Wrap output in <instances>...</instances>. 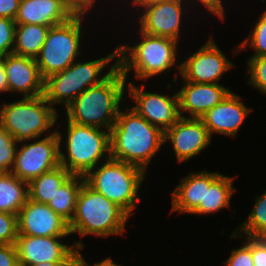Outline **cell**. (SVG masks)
Segmentation results:
<instances>
[{"label":"cell","instance_id":"f35d334b","mask_svg":"<svg viewBox=\"0 0 266 266\" xmlns=\"http://www.w3.org/2000/svg\"><path fill=\"white\" fill-rule=\"evenodd\" d=\"M81 250H83V248H79L76 251L75 266H122V265L115 263L111 257L105 258L98 263L90 265L87 261H85V258L83 257V255H81V252H80Z\"/></svg>","mask_w":266,"mask_h":266},{"label":"cell","instance_id":"ac0fdd59","mask_svg":"<svg viewBox=\"0 0 266 266\" xmlns=\"http://www.w3.org/2000/svg\"><path fill=\"white\" fill-rule=\"evenodd\" d=\"M4 67L9 92H19L22 97L44 94V80L35 58L11 53L4 56Z\"/></svg>","mask_w":266,"mask_h":266},{"label":"cell","instance_id":"4316f807","mask_svg":"<svg viewBox=\"0 0 266 266\" xmlns=\"http://www.w3.org/2000/svg\"><path fill=\"white\" fill-rule=\"evenodd\" d=\"M255 204L246 220L234 230L236 235L266 238V191L256 195Z\"/></svg>","mask_w":266,"mask_h":266},{"label":"cell","instance_id":"836d02e7","mask_svg":"<svg viewBox=\"0 0 266 266\" xmlns=\"http://www.w3.org/2000/svg\"><path fill=\"white\" fill-rule=\"evenodd\" d=\"M252 259L254 266H266V238L252 237Z\"/></svg>","mask_w":266,"mask_h":266},{"label":"cell","instance_id":"603a6c76","mask_svg":"<svg viewBox=\"0 0 266 266\" xmlns=\"http://www.w3.org/2000/svg\"><path fill=\"white\" fill-rule=\"evenodd\" d=\"M49 29V26L39 24H16L12 53L36 58L47 38Z\"/></svg>","mask_w":266,"mask_h":266},{"label":"cell","instance_id":"277c9868","mask_svg":"<svg viewBox=\"0 0 266 266\" xmlns=\"http://www.w3.org/2000/svg\"><path fill=\"white\" fill-rule=\"evenodd\" d=\"M66 121L65 141L64 135L57 129L60 139V165L72 175L85 177L101 161L111 158L110 131Z\"/></svg>","mask_w":266,"mask_h":266},{"label":"cell","instance_id":"5b68a950","mask_svg":"<svg viewBox=\"0 0 266 266\" xmlns=\"http://www.w3.org/2000/svg\"><path fill=\"white\" fill-rule=\"evenodd\" d=\"M129 218L122 208L84 182L69 229L71 236L77 233L81 238L87 235L107 238L124 234Z\"/></svg>","mask_w":266,"mask_h":266},{"label":"cell","instance_id":"d6a6232c","mask_svg":"<svg viewBox=\"0 0 266 266\" xmlns=\"http://www.w3.org/2000/svg\"><path fill=\"white\" fill-rule=\"evenodd\" d=\"M15 27L14 20L0 17V57L13 52Z\"/></svg>","mask_w":266,"mask_h":266},{"label":"cell","instance_id":"83f0119b","mask_svg":"<svg viewBox=\"0 0 266 266\" xmlns=\"http://www.w3.org/2000/svg\"><path fill=\"white\" fill-rule=\"evenodd\" d=\"M250 46L253 48L254 53L250 57H258L266 55V10L262 12V15L257 20V23L254 25L253 30L247 38L242 40L239 45L236 47L237 49H232L231 51L239 53L242 49L248 48Z\"/></svg>","mask_w":266,"mask_h":266},{"label":"cell","instance_id":"5bb4252c","mask_svg":"<svg viewBox=\"0 0 266 266\" xmlns=\"http://www.w3.org/2000/svg\"><path fill=\"white\" fill-rule=\"evenodd\" d=\"M184 0H174L160 3H153L147 5H133L139 6L141 14L138 21L140 31L152 35L168 37L179 41L181 35V26L184 17V9L188 2ZM185 7V8H184ZM143 8V9H142ZM183 16V17H182ZM180 34V35H179Z\"/></svg>","mask_w":266,"mask_h":266},{"label":"cell","instance_id":"e0dca14e","mask_svg":"<svg viewBox=\"0 0 266 266\" xmlns=\"http://www.w3.org/2000/svg\"><path fill=\"white\" fill-rule=\"evenodd\" d=\"M242 97L232 91L216 106L208 110L202 117L210 137L223 134L234 137L252 109L241 102Z\"/></svg>","mask_w":266,"mask_h":266},{"label":"cell","instance_id":"6da1fadb","mask_svg":"<svg viewBox=\"0 0 266 266\" xmlns=\"http://www.w3.org/2000/svg\"><path fill=\"white\" fill-rule=\"evenodd\" d=\"M165 132L132 108L120 110L110 131L111 158L146 172L152 158L165 143Z\"/></svg>","mask_w":266,"mask_h":266},{"label":"cell","instance_id":"2e32d148","mask_svg":"<svg viewBox=\"0 0 266 266\" xmlns=\"http://www.w3.org/2000/svg\"><path fill=\"white\" fill-rule=\"evenodd\" d=\"M211 139L201 118L180 117L165 132L164 141H170L177 162L182 163L201 154L209 146Z\"/></svg>","mask_w":266,"mask_h":266},{"label":"cell","instance_id":"3957f363","mask_svg":"<svg viewBox=\"0 0 266 266\" xmlns=\"http://www.w3.org/2000/svg\"><path fill=\"white\" fill-rule=\"evenodd\" d=\"M140 38L132 45H118V67L128 82V74L133 70L137 80H147L152 76L167 73L175 66L181 71L177 62L178 41L161 36H152L140 31ZM179 63V64H178Z\"/></svg>","mask_w":266,"mask_h":266},{"label":"cell","instance_id":"f1b7e54d","mask_svg":"<svg viewBox=\"0 0 266 266\" xmlns=\"http://www.w3.org/2000/svg\"><path fill=\"white\" fill-rule=\"evenodd\" d=\"M17 147L18 142L0 125V173L11 172Z\"/></svg>","mask_w":266,"mask_h":266},{"label":"cell","instance_id":"b9f144b4","mask_svg":"<svg viewBox=\"0 0 266 266\" xmlns=\"http://www.w3.org/2000/svg\"><path fill=\"white\" fill-rule=\"evenodd\" d=\"M167 1H174V0H132L131 5H147V4L167 2Z\"/></svg>","mask_w":266,"mask_h":266},{"label":"cell","instance_id":"d590c367","mask_svg":"<svg viewBox=\"0 0 266 266\" xmlns=\"http://www.w3.org/2000/svg\"><path fill=\"white\" fill-rule=\"evenodd\" d=\"M73 15L86 16L97 0H62Z\"/></svg>","mask_w":266,"mask_h":266},{"label":"cell","instance_id":"74e56055","mask_svg":"<svg viewBox=\"0 0 266 266\" xmlns=\"http://www.w3.org/2000/svg\"><path fill=\"white\" fill-rule=\"evenodd\" d=\"M20 5V0H0V17L14 20Z\"/></svg>","mask_w":266,"mask_h":266},{"label":"cell","instance_id":"8d00e7d4","mask_svg":"<svg viewBox=\"0 0 266 266\" xmlns=\"http://www.w3.org/2000/svg\"><path fill=\"white\" fill-rule=\"evenodd\" d=\"M190 1V0H189ZM194 0L191 2L193 3ZM197 3H201L202 7L205 6L209 13L211 12L212 15H215L216 17L220 18V20L225 19V9L224 4H222V0H196ZM184 2H188V0H185Z\"/></svg>","mask_w":266,"mask_h":266},{"label":"cell","instance_id":"ab89813d","mask_svg":"<svg viewBox=\"0 0 266 266\" xmlns=\"http://www.w3.org/2000/svg\"><path fill=\"white\" fill-rule=\"evenodd\" d=\"M8 91L7 77L4 67V56L0 57V93Z\"/></svg>","mask_w":266,"mask_h":266},{"label":"cell","instance_id":"8992f818","mask_svg":"<svg viewBox=\"0 0 266 266\" xmlns=\"http://www.w3.org/2000/svg\"><path fill=\"white\" fill-rule=\"evenodd\" d=\"M113 64H110L112 60ZM110 64L109 70H103ZM118 66V47L106 57L81 62L75 61L65 70L51 75L44 80V97L53 105L61 104L66 108L76 97L87 88L100 84ZM102 72V73H101ZM102 74V75H101Z\"/></svg>","mask_w":266,"mask_h":266},{"label":"cell","instance_id":"60d3db41","mask_svg":"<svg viewBox=\"0 0 266 266\" xmlns=\"http://www.w3.org/2000/svg\"><path fill=\"white\" fill-rule=\"evenodd\" d=\"M20 266H75V262H47L35 265H20Z\"/></svg>","mask_w":266,"mask_h":266},{"label":"cell","instance_id":"d6986e66","mask_svg":"<svg viewBox=\"0 0 266 266\" xmlns=\"http://www.w3.org/2000/svg\"><path fill=\"white\" fill-rule=\"evenodd\" d=\"M179 89V113L185 118H201L218 105L230 92L223 84H206L182 81ZM188 113V116L186 115ZM185 114V115H184Z\"/></svg>","mask_w":266,"mask_h":266},{"label":"cell","instance_id":"ffe728a7","mask_svg":"<svg viewBox=\"0 0 266 266\" xmlns=\"http://www.w3.org/2000/svg\"><path fill=\"white\" fill-rule=\"evenodd\" d=\"M73 16L62 0H20L14 21L16 24L52 27L65 23Z\"/></svg>","mask_w":266,"mask_h":266},{"label":"cell","instance_id":"44dd1931","mask_svg":"<svg viewBox=\"0 0 266 266\" xmlns=\"http://www.w3.org/2000/svg\"><path fill=\"white\" fill-rule=\"evenodd\" d=\"M234 177L218 172L205 170L204 202L192 213L194 215H207L230 208V199L237 190L233 187Z\"/></svg>","mask_w":266,"mask_h":266},{"label":"cell","instance_id":"7402d4cb","mask_svg":"<svg viewBox=\"0 0 266 266\" xmlns=\"http://www.w3.org/2000/svg\"><path fill=\"white\" fill-rule=\"evenodd\" d=\"M205 170L190 172L172 191L171 212L192 214L204 202Z\"/></svg>","mask_w":266,"mask_h":266},{"label":"cell","instance_id":"52a82bcc","mask_svg":"<svg viewBox=\"0 0 266 266\" xmlns=\"http://www.w3.org/2000/svg\"><path fill=\"white\" fill-rule=\"evenodd\" d=\"M102 164L85 176V182L117 204L129 216L133 215V210L137 207L136 202L141 200L138 194L145 179V171L112 158Z\"/></svg>","mask_w":266,"mask_h":266},{"label":"cell","instance_id":"484cf974","mask_svg":"<svg viewBox=\"0 0 266 266\" xmlns=\"http://www.w3.org/2000/svg\"><path fill=\"white\" fill-rule=\"evenodd\" d=\"M84 182V176L71 175L47 203L49 207L68 223L73 219L78 195Z\"/></svg>","mask_w":266,"mask_h":266},{"label":"cell","instance_id":"9a60e30c","mask_svg":"<svg viewBox=\"0 0 266 266\" xmlns=\"http://www.w3.org/2000/svg\"><path fill=\"white\" fill-rule=\"evenodd\" d=\"M18 234L36 237L70 236L69 223L48 204L28 198L17 214Z\"/></svg>","mask_w":266,"mask_h":266},{"label":"cell","instance_id":"7a4b0ae2","mask_svg":"<svg viewBox=\"0 0 266 266\" xmlns=\"http://www.w3.org/2000/svg\"><path fill=\"white\" fill-rule=\"evenodd\" d=\"M127 80L117 66L100 84L87 88L66 108L68 121L111 131L120 104L126 100Z\"/></svg>","mask_w":266,"mask_h":266},{"label":"cell","instance_id":"d4e9b609","mask_svg":"<svg viewBox=\"0 0 266 266\" xmlns=\"http://www.w3.org/2000/svg\"><path fill=\"white\" fill-rule=\"evenodd\" d=\"M72 174L63 166L41 174L28 183L29 199L47 204Z\"/></svg>","mask_w":266,"mask_h":266},{"label":"cell","instance_id":"e575fe53","mask_svg":"<svg viewBox=\"0 0 266 266\" xmlns=\"http://www.w3.org/2000/svg\"><path fill=\"white\" fill-rule=\"evenodd\" d=\"M0 266H20L14 244H0Z\"/></svg>","mask_w":266,"mask_h":266},{"label":"cell","instance_id":"1f68e13d","mask_svg":"<svg viewBox=\"0 0 266 266\" xmlns=\"http://www.w3.org/2000/svg\"><path fill=\"white\" fill-rule=\"evenodd\" d=\"M17 236V215L0 211V244H14Z\"/></svg>","mask_w":266,"mask_h":266},{"label":"cell","instance_id":"7c38bea8","mask_svg":"<svg viewBox=\"0 0 266 266\" xmlns=\"http://www.w3.org/2000/svg\"><path fill=\"white\" fill-rule=\"evenodd\" d=\"M127 83L126 90L128 93L126 95H129L130 99L135 102L132 109L153 126L166 132L179 120L181 116L177 92L170 97L169 94L145 92V84L143 83L140 85L141 87L132 81Z\"/></svg>","mask_w":266,"mask_h":266},{"label":"cell","instance_id":"30bf717a","mask_svg":"<svg viewBox=\"0 0 266 266\" xmlns=\"http://www.w3.org/2000/svg\"><path fill=\"white\" fill-rule=\"evenodd\" d=\"M52 130H55L52 134L36 138L35 141L18 142L20 147H17L11 170L13 175L29 183L41 174L60 166V139L57 130Z\"/></svg>","mask_w":266,"mask_h":266},{"label":"cell","instance_id":"ba28073f","mask_svg":"<svg viewBox=\"0 0 266 266\" xmlns=\"http://www.w3.org/2000/svg\"><path fill=\"white\" fill-rule=\"evenodd\" d=\"M58 111L51 106L44 95L24 97L1 104L0 125L17 142L35 140L43 134H52L51 129L58 119ZM48 130V131H47Z\"/></svg>","mask_w":266,"mask_h":266},{"label":"cell","instance_id":"4dcf8cb0","mask_svg":"<svg viewBox=\"0 0 266 266\" xmlns=\"http://www.w3.org/2000/svg\"><path fill=\"white\" fill-rule=\"evenodd\" d=\"M246 240L245 244L237 249H232L231 255L226 261L223 262L224 266H254L252 259V237L244 235H236L234 232L231 234L230 238L239 237Z\"/></svg>","mask_w":266,"mask_h":266},{"label":"cell","instance_id":"8fae6325","mask_svg":"<svg viewBox=\"0 0 266 266\" xmlns=\"http://www.w3.org/2000/svg\"><path fill=\"white\" fill-rule=\"evenodd\" d=\"M64 237L68 236L36 237L18 234L14 245L19 265H35L47 262H75L77 249L84 248L85 244L81 240H76L69 246L61 242Z\"/></svg>","mask_w":266,"mask_h":266},{"label":"cell","instance_id":"cb8c5ba5","mask_svg":"<svg viewBox=\"0 0 266 266\" xmlns=\"http://www.w3.org/2000/svg\"><path fill=\"white\" fill-rule=\"evenodd\" d=\"M29 198L28 182L10 173H0V211L17 215Z\"/></svg>","mask_w":266,"mask_h":266},{"label":"cell","instance_id":"f546056e","mask_svg":"<svg viewBox=\"0 0 266 266\" xmlns=\"http://www.w3.org/2000/svg\"><path fill=\"white\" fill-rule=\"evenodd\" d=\"M246 63L248 84L266 95V55L249 57Z\"/></svg>","mask_w":266,"mask_h":266},{"label":"cell","instance_id":"9c48e42d","mask_svg":"<svg viewBox=\"0 0 266 266\" xmlns=\"http://www.w3.org/2000/svg\"><path fill=\"white\" fill-rule=\"evenodd\" d=\"M84 17L74 15L65 23L50 27L41 51L35 58L43 80L65 70L79 59Z\"/></svg>","mask_w":266,"mask_h":266},{"label":"cell","instance_id":"4fadbf2b","mask_svg":"<svg viewBox=\"0 0 266 266\" xmlns=\"http://www.w3.org/2000/svg\"><path fill=\"white\" fill-rule=\"evenodd\" d=\"M209 37L197 51L181 61L180 75L183 81L193 83L219 84L223 74L235 67Z\"/></svg>","mask_w":266,"mask_h":266}]
</instances>
